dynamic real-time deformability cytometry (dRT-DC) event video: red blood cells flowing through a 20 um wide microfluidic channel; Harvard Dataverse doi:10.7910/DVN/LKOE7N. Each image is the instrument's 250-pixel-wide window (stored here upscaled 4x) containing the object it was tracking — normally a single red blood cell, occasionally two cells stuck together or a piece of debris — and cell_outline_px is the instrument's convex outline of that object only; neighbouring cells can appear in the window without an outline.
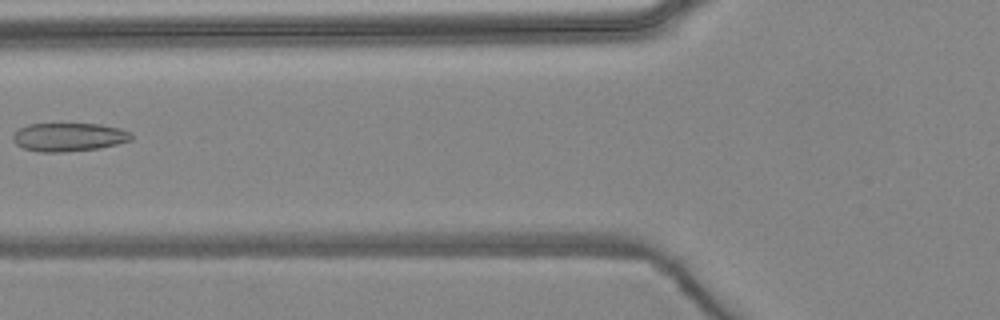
{"species": "common noctule bat (a hibernating species)", "species_latin": "Nyctalus noctula", "temperature_condition": "warm", "stored_images_in_passage": 6, "camera_frame_rate_fps": 3000, "um_per_image_px": 0.085, "animal": {"sex": "female", "body_mass_g": 24.6, "forearm_length_mm": 56.2}, "frame": {"image": 1, "passage_image": 6, "time_ms": 6.0, "image_size_px": [1000, 320], "cell_outline_px": [[132, 140], [100, 148], [64, 152], [40, 152], [24, 148], [16, 144], [12, 140], [12, 136], [20, 128], [28, 124], [100, 124], [120, 128], [132, 132]], "centroid_in_image_um": [5.87, 11.65], "position_along_channel_um": 119.9, "area_um2": 19.65}}